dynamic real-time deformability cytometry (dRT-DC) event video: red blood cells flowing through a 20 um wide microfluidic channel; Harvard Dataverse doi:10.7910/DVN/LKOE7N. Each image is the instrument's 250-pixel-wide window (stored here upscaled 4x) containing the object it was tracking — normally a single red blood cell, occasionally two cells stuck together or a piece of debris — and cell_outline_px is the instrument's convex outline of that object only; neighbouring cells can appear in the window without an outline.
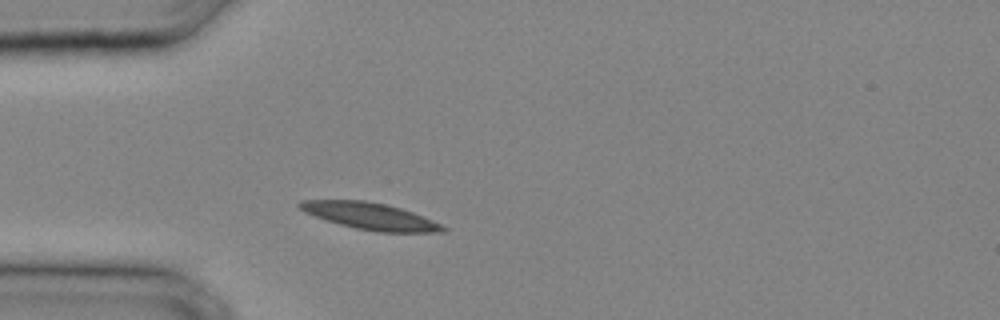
{"species": "common noctule bat (a hibernating species)", "species_latin": "Nyctalus noctula", "temperature_condition": "cold", "stored_images_in_passage": 23, "camera_frame_rate_fps": 3000, "um_per_image_px": 0.085, "animal": {"sex": "male", "body_mass_g": 20.4}, "frame": {"image": 1, "passage_image": 1, "time_ms": 0.0, "image_size_px": [1000, 320], "cell_outline_px": [[448, 232], [376, 232], [356, 228], [340, 224], [304, 212], [296, 204], [300, 200], [364, 200], [384, 204], [400, 208], [412, 212], [432, 220], [448, 228]], "centroid_in_image_um": [31.48, 18.37], "position_along_channel_um": 53.5, "area_um2": 22.14}}
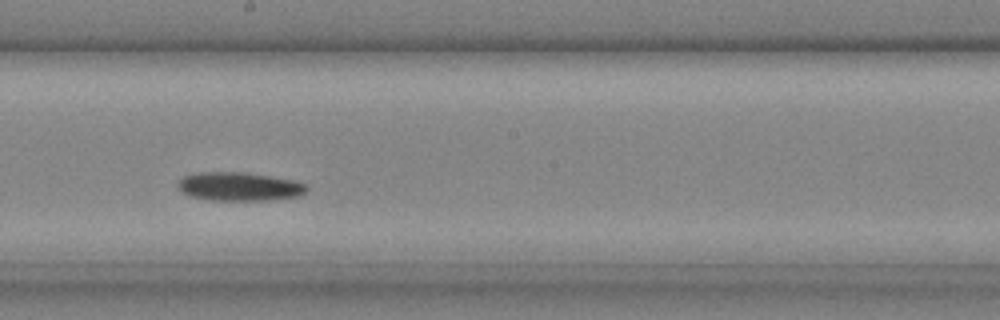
{"frame": {"image": 2, "passage_image": 10, "time_ms": 3.0, "image_size_px": [1000, 320], "cell_outline_px": [[308, 188], [300, 196], [268, 200], [208, 200], [188, 196], [180, 192], [176, 188], [176, 184], [184, 176], [196, 172], [244, 172], [292, 180], [308, 184]], "centroid_in_image_um": [20.28, 15.86], "position_along_channel_um": 227.9, "area_um2": 21.68}}
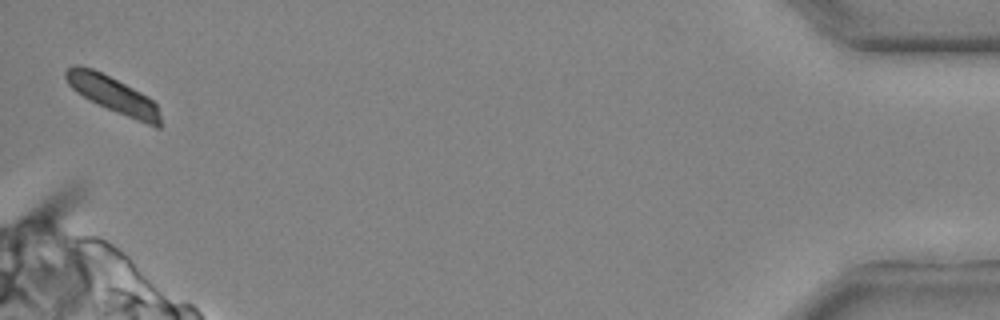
{"frame": {"image": 3, "passage_image": 23, "time_ms": 7.333, "image_size_px": [1000, 320], "cell_outline_px": [[160, 128], [156, 128], [116, 112], [76, 92], [68, 84], [64, 76], [64, 72], [72, 64], [80, 64], [92, 68], [148, 96], [156, 104], [160, 116]], "centroid_in_image_um": [9.58, 8.03], "position_along_channel_um": 425.6, "area_um2": 19.77}}